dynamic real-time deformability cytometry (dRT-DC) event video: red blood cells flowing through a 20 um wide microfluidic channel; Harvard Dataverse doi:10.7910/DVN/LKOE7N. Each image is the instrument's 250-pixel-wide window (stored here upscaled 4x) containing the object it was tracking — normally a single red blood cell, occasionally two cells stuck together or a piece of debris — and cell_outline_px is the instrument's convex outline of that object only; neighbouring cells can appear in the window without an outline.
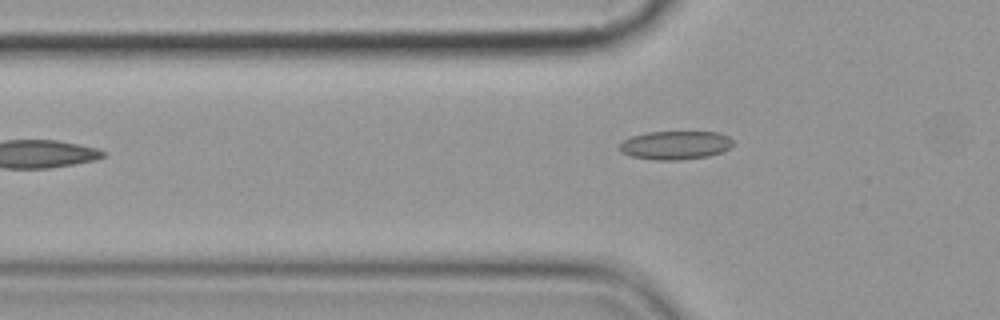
{"species": "common noctule bat (a hibernating species)", "species_latin": "Nyctalus noctula", "temperature_condition": "cold", "stored_images_in_passage": 4, "camera_frame_rate_fps": 3000, "um_per_image_px": 0.085, "animal": {"sex": "female", "body_mass_g": 19.9}, "frame": {"image": 1, "passage_image": 4, "time_ms": 3.667, "image_size_px": [1000, 320], "cell_outline_px": [[732, 144], [728, 148], [720, 152], [708, 156], [680, 160], [656, 160], [632, 156], [620, 152], [620, 144], [624, 140], [632, 136], [648, 132], [720, 132], [728, 136], [732, 140]], "centroid_in_image_um": [57.4, 12.34], "position_along_channel_um": 68.4, "area_um2": 18.73}}